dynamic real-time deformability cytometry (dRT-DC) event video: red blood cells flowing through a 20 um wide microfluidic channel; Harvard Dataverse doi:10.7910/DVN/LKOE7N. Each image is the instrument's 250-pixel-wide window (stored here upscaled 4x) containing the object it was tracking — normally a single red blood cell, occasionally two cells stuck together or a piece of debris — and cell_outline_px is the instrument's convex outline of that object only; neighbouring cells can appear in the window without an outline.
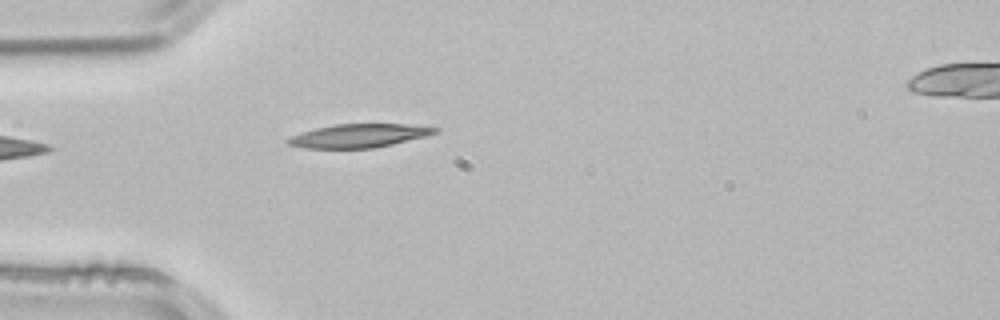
{"species": "common noctule bat (a hibernating species)", "species_latin": "Nyctalus noctula", "temperature_condition": "room temperature", "stored_images_in_passage": 15, "camera_frame_rate_fps": 3000, "um_per_image_px": 0.085, "animal": {"sex": "male", "body_mass_g": 21.5, "forearm_length_mm": 52.0}, "frame": {"image": 1, "passage_image": 1, "time_ms": 0.0, "image_size_px": [1000, 320], "cell_outline_px": [[440, 132], [392, 144], [372, 148], [304, 148], [288, 144], [284, 140], [292, 136], [316, 128], [332, 124], [404, 124], [440, 128]], "centroid_in_image_um": [30.5, 11.53], "position_along_channel_um": 54.5, "area_um2": 19.94}}
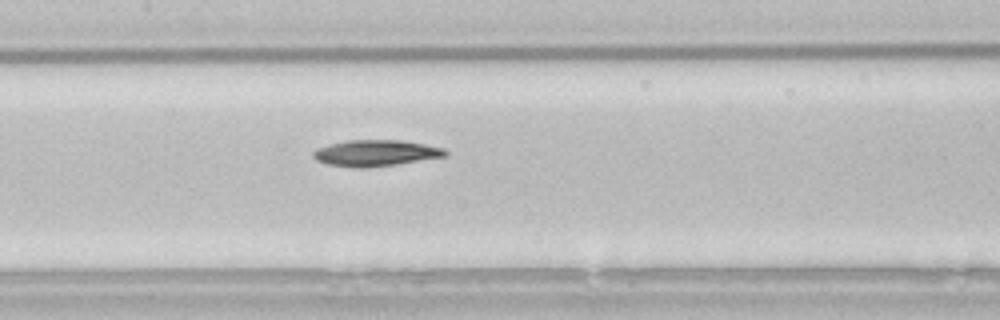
{"frame": {"image": 2, "passage_image": 11, "time_ms": 3.333, "image_size_px": [1000, 320], "cell_outline_px": [[448, 156], [396, 164], [364, 168], [356, 168], [324, 164], [316, 160], [312, 156], [312, 152], [316, 148], [328, 144], [348, 140], [400, 140], [424, 144], [444, 148], [448, 152]], "centroid_in_image_um": [31.89, 13.01], "position_along_channel_um": 175.5, "area_um2": 20.35}}